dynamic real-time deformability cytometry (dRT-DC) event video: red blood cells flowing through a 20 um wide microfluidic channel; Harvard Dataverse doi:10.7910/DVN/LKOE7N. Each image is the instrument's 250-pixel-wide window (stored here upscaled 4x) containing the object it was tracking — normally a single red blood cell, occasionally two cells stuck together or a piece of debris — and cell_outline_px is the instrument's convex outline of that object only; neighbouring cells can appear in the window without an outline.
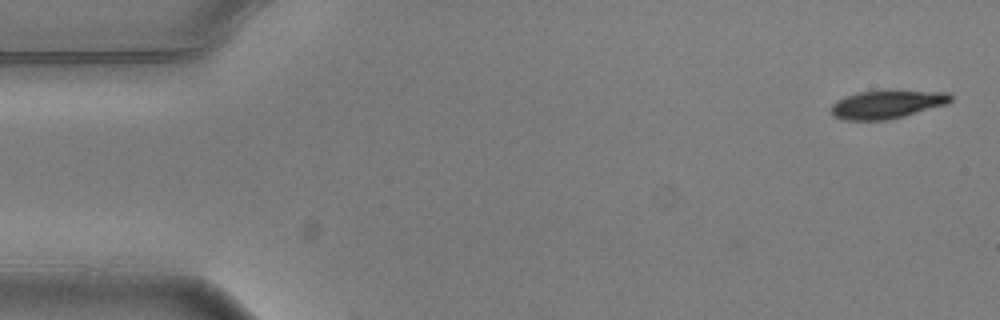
{"species": "common noctule bat (a hibernating species)", "species_latin": "Nyctalus noctula", "temperature_condition": "warm", "stored_images_in_passage": 4, "camera_frame_rate_fps": 3000, "um_per_image_px": 0.085, "animal": {"sex": "male", "body_mass_g": 20.5, "forearm_length_mm": 52.5}, "frame": {"image": 1, "passage_image": 1, "time_ms": 0.0, "image_size_px": [1000, 320], "cell_outline_px": [[952, 100], [948, 104], [904, 116], [888, 120], [844, 120], [832, 116], [832, 104], [836, 100], [856, 92], [888, 88], [896, 88], [952, 92]], "centroid_in_image_um": [75.46, 8.81], "position_along_channel_um": 9.5, "area_um2": 20.81}}
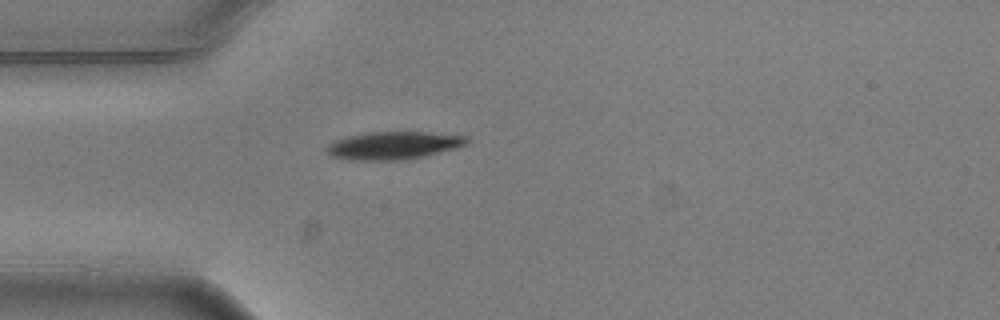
{"frame": {"image": 2, "passage_image": 4, "time_ms": 1.0, "image_size_px": [1000, 320], "cell_outline_px": [[468, 144], [456, 148], [424, 156], [400, 160], [360, 160], [332, 156], [328, 152], [328, 148], [336, 140], [348, 136], [368, 132], [428, 132], [468, 136]], "centroid_in_image_um": [33.54, 12.35], "position_along_channel_um": 51.5, "area_um2": 22.25}}